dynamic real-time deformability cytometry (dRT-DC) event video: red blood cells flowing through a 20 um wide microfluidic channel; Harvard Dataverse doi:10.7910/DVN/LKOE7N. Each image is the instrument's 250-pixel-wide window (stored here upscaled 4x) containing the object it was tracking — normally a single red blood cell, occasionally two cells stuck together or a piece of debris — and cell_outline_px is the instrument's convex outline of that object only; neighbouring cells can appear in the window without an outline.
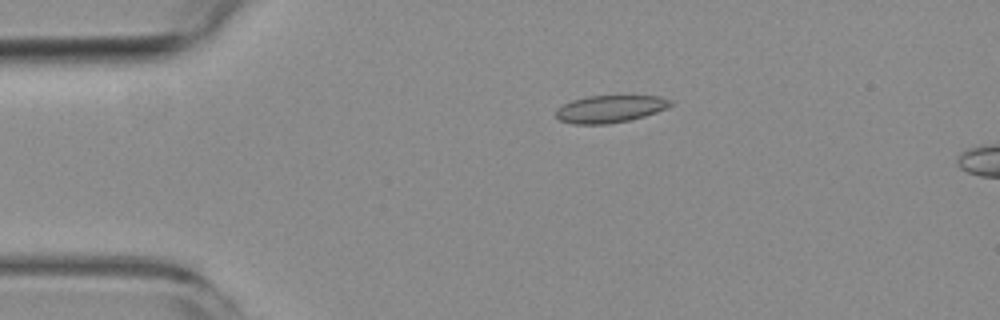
{"species": "common noctule bat (a hibernating species)", "species_latin": "Nyctalus noctula", "temperature_condition": "room temperature", "stored_images_in_passage": 3, "camera_frame_rate_fps": 3000, "um_per_image_px": 0.085, "animal": {"sex": "female", "body_mass_g": 19.3, "forearm_length_mm": 54.1}, "frame": {"image": 1, "passage_image": 1, "time_ms": 0.0, "image_size_px": [1000, 320], "cell_outline_px": [[672, 104], [656, 112], [644, 116], [628, 120], [608, 124], [572, 124], [560, 120], [556, 116], [556, 108], [572, 100], [588, 96], [660, 96], [672, 100]], "centroid_in_image_um": [51.82, 9.26], "position_along_channel_um": 33.2, "area_um2": 18.09}}